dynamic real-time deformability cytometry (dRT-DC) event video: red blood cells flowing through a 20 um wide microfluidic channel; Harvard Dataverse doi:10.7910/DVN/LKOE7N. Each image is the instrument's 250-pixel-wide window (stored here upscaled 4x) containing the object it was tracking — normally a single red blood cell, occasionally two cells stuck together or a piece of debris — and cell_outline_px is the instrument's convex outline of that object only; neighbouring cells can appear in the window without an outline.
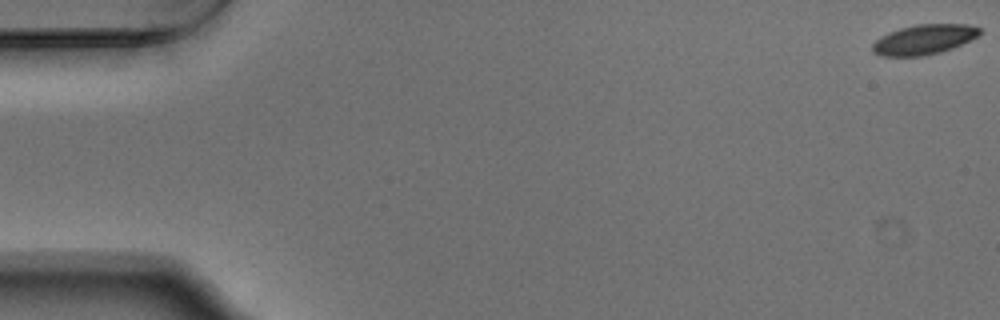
{"species": "Egyptian fruit bat (a non-hibernating species)", "species_latin": "Rousettus aegyptiacus", "temperature_condition": "warm", "stored_images_in_passage": 55, "camera_frame_rate_fps": 3000, "um_per_image_px": 0.085, "animal": {"sex": "male"}, "frame": {"image": 1, "passage_image": 1, "time_ms": 0.0, "image_size_px": [1000, 320], "cell_outline_px": [[980, 32], [976, 36], [952, 48], [940, 52], [924, 56], [880, 56], [872, 52], [872, 44], [880, 36], [888, 32], [900, 28], [916, 24], [968, 24], [980, 28]], "centroid_in_image_um": [78.47, 3.36], "position_along_channel_um": 6.5, "area_um2": 18.61}}
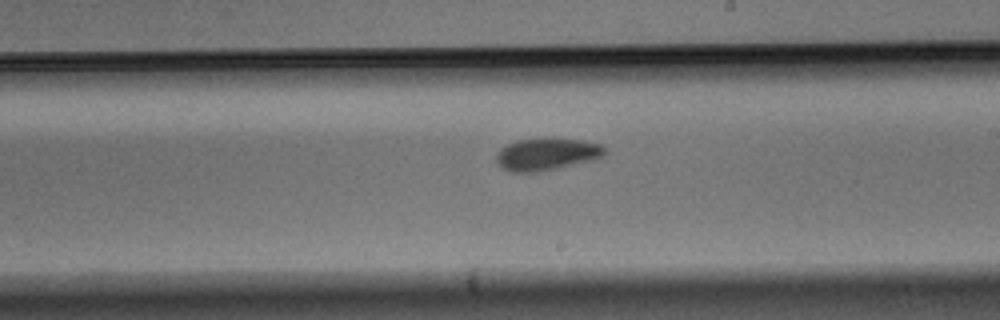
{"frame": {"image": 2, "passage_image": 32, "time_ms": 10.333, "image_size_px": [1000, 320], "cell_outline_px": [[608, 152], [604, 156], [592, 160], [556, 168], [536, 172], [508, 172], [496, 160], [496, 152], [500, 148], [516, 140], [544, 136], [548, 136], [584, 140], [600, 144]], "centroid_in_image_um": [46.48, 13.06], "position_along_channel_um": 242.5, "area_um2": 20.87}}
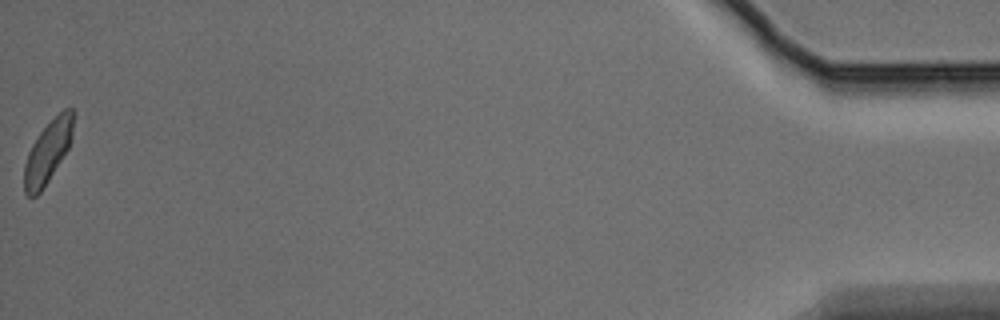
{"frame": {"image": 3, "passage_image": 55, "time_ms": 18.0, "image_size_px": [1000, 320], "cell_outline_px": [[72, 136], [68, 148], [48, 180], [40, 192], [36, 196], [28, 196], [24, 192], [24, 164], [28, 152], [32, 144], [40, 132], [64, 108], [72, 108]], "centroid_in_image_um": [4.03, 12.93], "position_along_channel_um": 431.2, "area_um2": 17.22}, "authors_computed_cell_mechanics": {"area_um2": 19.4208, "velocity_mm_per_s": 3.7303, "shape_relaxation_time_tau1_ms": 2.6043, "shape_relaxation_time_tau2_ms": 2.0422, "deformation_change_tau1": 0.1139, "deformation_change_tau2": 0.073}}